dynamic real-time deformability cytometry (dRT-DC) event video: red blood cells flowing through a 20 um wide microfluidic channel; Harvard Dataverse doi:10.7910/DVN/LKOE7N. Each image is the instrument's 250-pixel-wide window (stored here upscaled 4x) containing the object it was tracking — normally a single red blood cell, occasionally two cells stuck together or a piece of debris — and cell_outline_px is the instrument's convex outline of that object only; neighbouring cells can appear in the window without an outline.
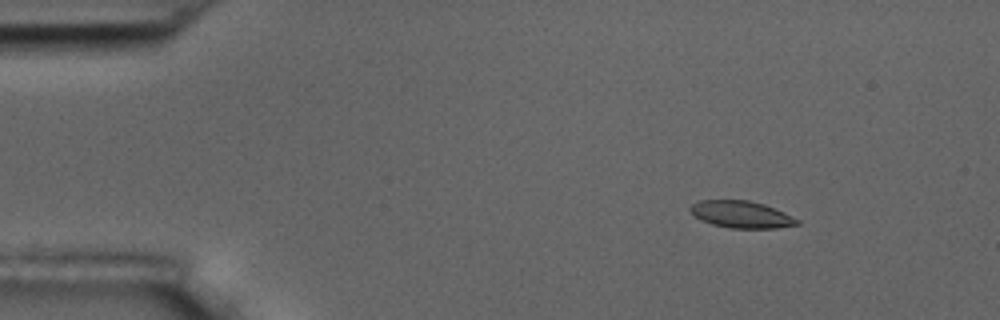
{"species": "common noctule bat (a hibernating species)", "species_latin": "Nyctalus noctula", "temperature_condition": "room temperature", "stored_images_in_passage": 6, "camera_frame_rate_fps": 3000, "um_per_image_px": 0.085, "animal": {"sex": "male", "body_mass_g": 17.5, "forearm_length_mm": 52.3}, "frame": {"image": 1, "passage_image": 3, "time_ms": 2.333, "image_size_px": [1000, 320], "cell_outline_px": [[800, 224], [776, 228], [728, 228], [712, 224], [700, 220], [688, 208], [692, 204], [700, 200], [748, 200], [764, 204], [784, 212], [800, 220]], "centroid_in_image_um": [63.02, 18.23], "position_along_channel_um": 22.0, "area_um2": 16.82}}
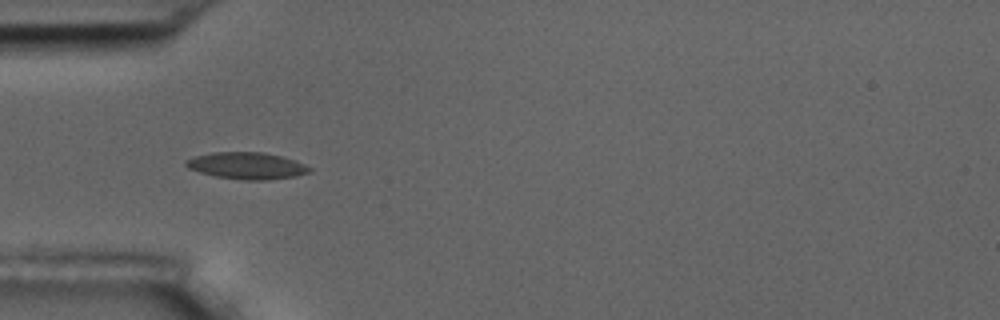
{"frame": {"image": 2, "passage_image": 5, "time_ms": 5.667, "image_size_px": [1000, 320], "cell_outline_px": [[312, 172], [296, 176], [268, 180], [244, 180], [216, 176], [200, 172], [188, 168], [184, 164], [184, 160], [192, 156], [212, 152], [264, 152], [296, 160], [312, 168]], "centroid_in_image_um": [20.98, 14.08], "position_along_channel_um": 64.0, "area_um2": 19.48}}